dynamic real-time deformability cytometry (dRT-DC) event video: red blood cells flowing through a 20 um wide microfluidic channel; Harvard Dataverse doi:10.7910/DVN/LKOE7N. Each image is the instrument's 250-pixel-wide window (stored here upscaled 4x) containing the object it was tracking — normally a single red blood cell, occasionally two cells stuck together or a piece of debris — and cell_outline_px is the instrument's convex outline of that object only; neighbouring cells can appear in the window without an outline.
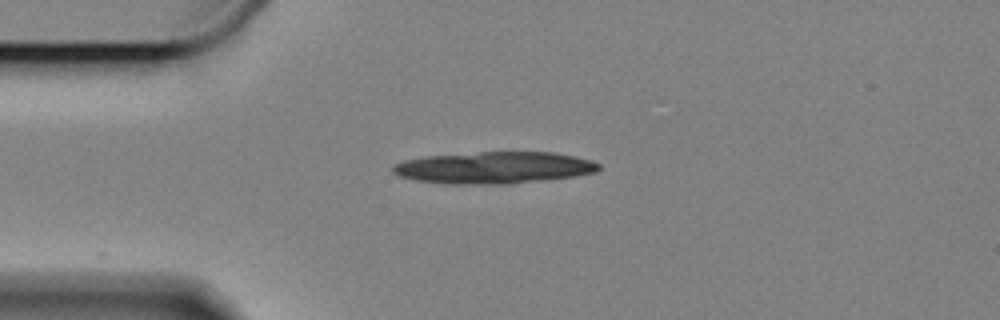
{"species": "Egyptian fruit bat (a non-hibernating species)", "species_latin": "Rousettus aegyptiacus", "temperature_condition": "cold", "stored_images_in_passage": 30, "camera_frame_rate_fps": 3000, "um_per_image_px": 0.085, "animal": {"sex": "female"}, "frame": {"image": 1, "passage_image": 1, "time_ms": 0.0, "image_size_px": [1000, 320], "cell_outline_px": [[600, 168], [596, 172], [572, 176], [504, 184], [456, 184], [416, 180], [400, 176], [392, 172], [392, 168], [396, 164], [404, 160], [428, 156], [480, 152], [552, 152], [576, 156], [600, 164]], "centroid_in_image_um": [41.98, 14.24], "position_along_channel_um": 43.0, "area_um2": 37.63}}